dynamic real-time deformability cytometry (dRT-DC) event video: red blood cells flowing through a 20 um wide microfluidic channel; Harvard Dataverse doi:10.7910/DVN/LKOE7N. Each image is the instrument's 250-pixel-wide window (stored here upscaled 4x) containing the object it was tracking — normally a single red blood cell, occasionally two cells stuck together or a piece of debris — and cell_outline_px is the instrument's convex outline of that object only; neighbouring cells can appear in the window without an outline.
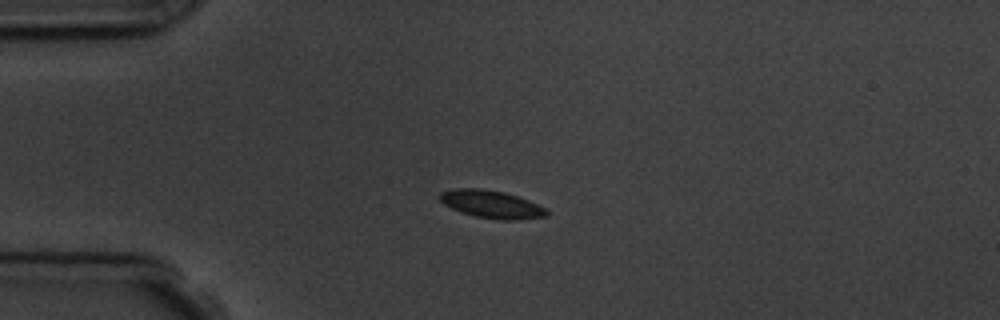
{"species": "common noctule bat (a hibernating species)", "species_latin": "Nyctalus noctula", "temperature_condition": "room temperature", "stored_images_in_passage": 11, "camera_frame_rate_fps": 3000, "um_per_image_px": 0.085, "animal": {"sex": "male", "body_mass_g": 19.5, "forearm_length_mm": 54.6}, "frame": {"image": 1, "passage_image": 4, "time_ms": 3.667, "image_size_px": [1000, 320], "cell_outline_px": [[548, 216], [520, 220], [500, 220], [476, 216], [460, 212], [444, 204], [436, 196], [440, 192], [456, 188], [480, 188], [504, 192], [528, 200], [544, 208], [548, 212]], "centroid_in_image_um": [41.74, 17.36], "position_along_channel_um": 43.3, "area_um2": 17.28}}